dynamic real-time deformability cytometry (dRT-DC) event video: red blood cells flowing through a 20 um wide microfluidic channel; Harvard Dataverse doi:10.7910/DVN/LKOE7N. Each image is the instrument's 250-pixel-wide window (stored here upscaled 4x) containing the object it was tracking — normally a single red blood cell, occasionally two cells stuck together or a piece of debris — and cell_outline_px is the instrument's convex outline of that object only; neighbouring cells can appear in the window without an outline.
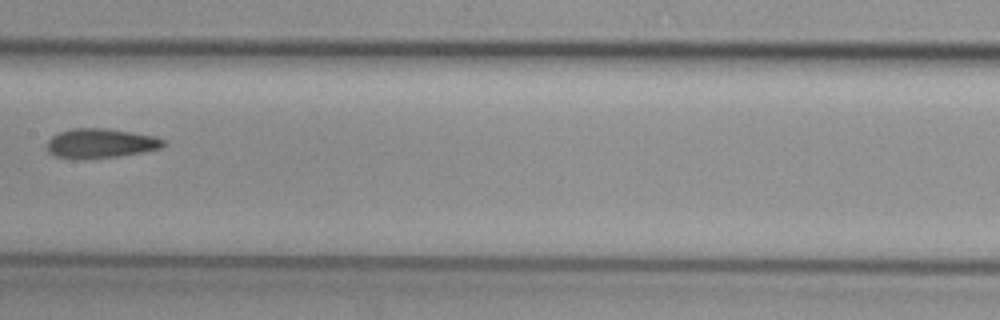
{"species": "common noctule bat (a hibernating species)", "species_latin": "Nyctalus noctula", "temperature_condition": "cold", "stored_images_in_passage": 14, "camera_frame_rate_fps": 3000, "um_per_image_px": 0.085, "animal": {"sex": "female", "body_mass_g": 29.2, "forearm_length_mm": 56.3}, "frame": {"image": 1, "passage_image": 7, "time_ms": 2.0, "image_size_px": [1000, 320], "cell_outline_px": [[168, 144], [160, 148], [144, 152], [120, 156], [56, 156], [48, 152], [48, 140], [52, 136], [60, 132], [72, 128], [108, 128], [156, 136], [168, 140]], "centroid_in_image_um": [8.68, 12.13], "position_along_channel_um": 198.7, "area_um2": 19.48}}
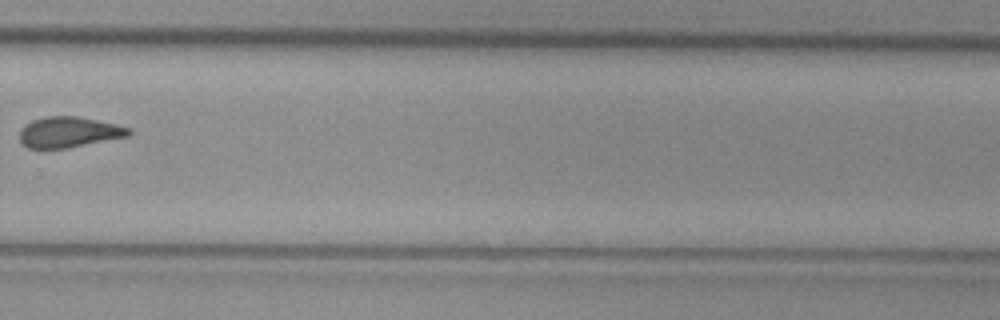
{"frame": {"image": 2, "passage_image": 10, "time_ms": 3.0, "image_size_px": [1000, 320], "cell_outline_px": [[132, 132], [128, 136], [64, 148], [28, 148], [20, 140], [20, 128], [24, 124], [32, 120], [44, 116], [76, 116], [116, 124], [132, 128]], "centroid_in_image_um": [5.84, 11.21], "position_along_channel_um": 324.0, "area_um2": 19.36}}
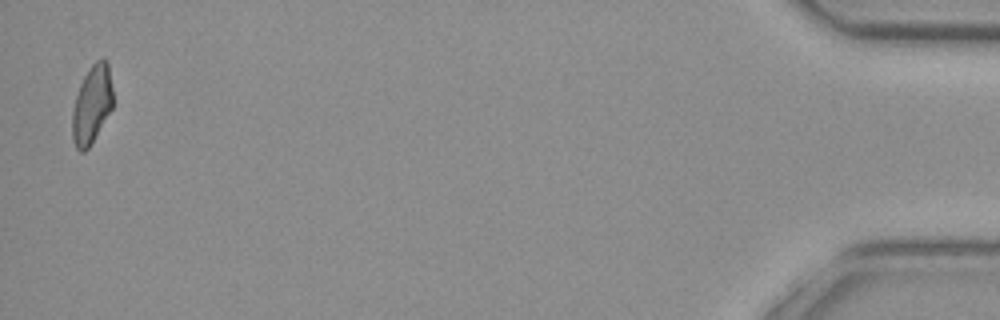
{"frame": {"image": 3, "passage_image": 14, "time_ms": 4.333, "image_size_px": [1000, 320], "cell_outline_px": [[112, 108], [88, 148], [84, 152], [80, 152], [76, 148], [72, 140], [72, 112], [76, 96], [80, 84], [84, 76], [92, 64], [96, 60], [104, 60], [108, 64], [112, 88]], "centroid_in_image_um": [7.79, 8.91], "position_along_channel_um": 427.4, "area_um2": 18.21}}